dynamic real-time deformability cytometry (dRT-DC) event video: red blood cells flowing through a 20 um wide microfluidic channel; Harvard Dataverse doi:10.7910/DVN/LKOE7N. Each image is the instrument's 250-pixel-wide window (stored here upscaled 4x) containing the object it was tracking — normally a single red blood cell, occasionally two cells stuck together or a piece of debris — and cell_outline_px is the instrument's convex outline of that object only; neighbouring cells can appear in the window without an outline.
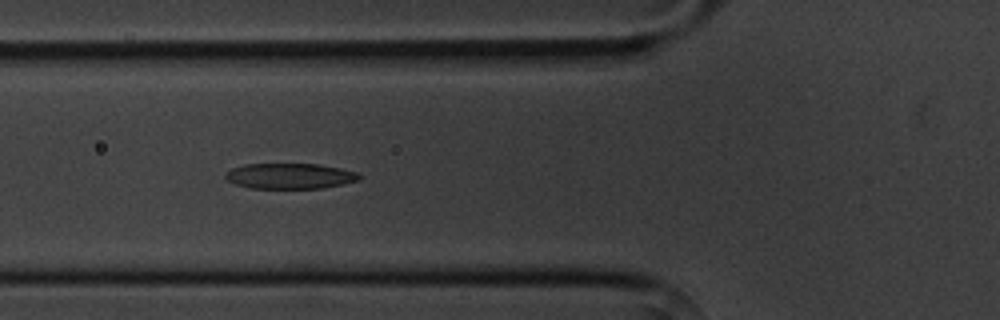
{"species": "common noctule bat (a hibernating species)", "species_latin": "Nyctalus noctula", "temperature_condition": "cold", "stored_images_in_passage": 7, "camera_frame_rate_fps": 3000, "um_per_image_px": 0.085, "animal": {"sex": "male", "body_mass_g": 20.1, "forearm_length_mm": 53.5}, "frame": {"image": 1, "passage_image": 6, "time_ms": 5.667, "image_size_px": [1000, 320], "cell_outline_px": [[360, 180], [320, 188], [252, 188], [236, 184], [228, 180], [224, 176], [224, 172], [232, 168], [244, 164], [320, 164], [360, 172]], "centroid_in_image_um": [24.64, 14.95], "position_along_channel_um": 101.2, "area_um2": 19.88}}
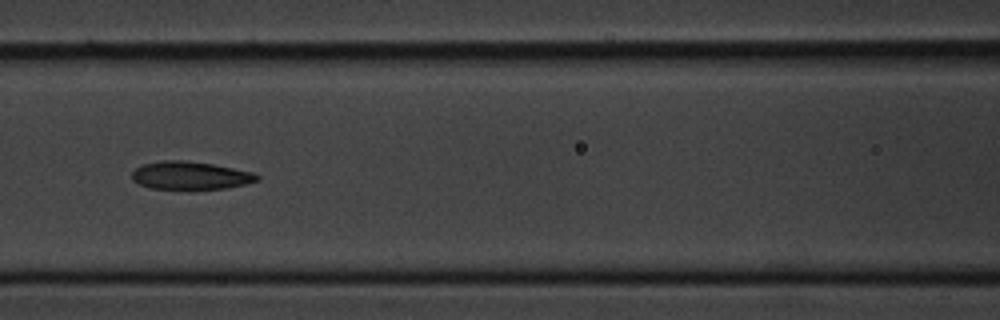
{"frame": {"image": 2, "passage_image": 7, "time_ms": 7.0, "image_size_px": [1000, 320], "cell_outline_px": [[260, 180], [244, 184], [224, 188], [192, 192], [148, 188], [132, 180], [132, 172], [136, 168], [144, 164], [164, 160], [180, 160], [212, 164], [252, 172], [260, 176]], "centroid_in_image_um": [16.16, 14.97], "position_along_channel_um": 150.4, "area_um2": 21.04}}